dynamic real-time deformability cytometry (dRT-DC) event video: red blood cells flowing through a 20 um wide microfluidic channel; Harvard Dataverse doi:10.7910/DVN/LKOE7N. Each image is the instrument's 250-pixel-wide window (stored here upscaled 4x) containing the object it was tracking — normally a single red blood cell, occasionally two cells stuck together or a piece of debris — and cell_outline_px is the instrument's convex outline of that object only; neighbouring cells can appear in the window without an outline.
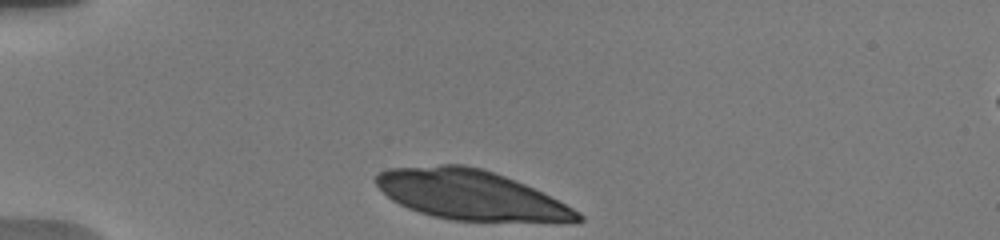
{"species": "human", "species_latin": "Homo sapiens", "temperature_condition": "warm", "stored_images_in_passage": 15, "camera_frame_rate_fps": 3000, "um_per_image_px": 0.085, "donor": {"sex": "male"}, "frame": {"image": 1, "passage_image": 1, "time_ms": 0.0, "image_size_px": [1000, 240], "cell_outline_px": [[584, 220], [452, 220], [432, 216], [408, 208], [392, 200], [376, 184], [376, 176], [380, 172], [388, 168], [440, 164], [464, 164], [480, 168], [516, 180], [580, 212], [584, 216]], "centroid_in_image_um": [39.89, 16.53], "position_along_channel_um": 45.1, "area_um2": 56.93}}